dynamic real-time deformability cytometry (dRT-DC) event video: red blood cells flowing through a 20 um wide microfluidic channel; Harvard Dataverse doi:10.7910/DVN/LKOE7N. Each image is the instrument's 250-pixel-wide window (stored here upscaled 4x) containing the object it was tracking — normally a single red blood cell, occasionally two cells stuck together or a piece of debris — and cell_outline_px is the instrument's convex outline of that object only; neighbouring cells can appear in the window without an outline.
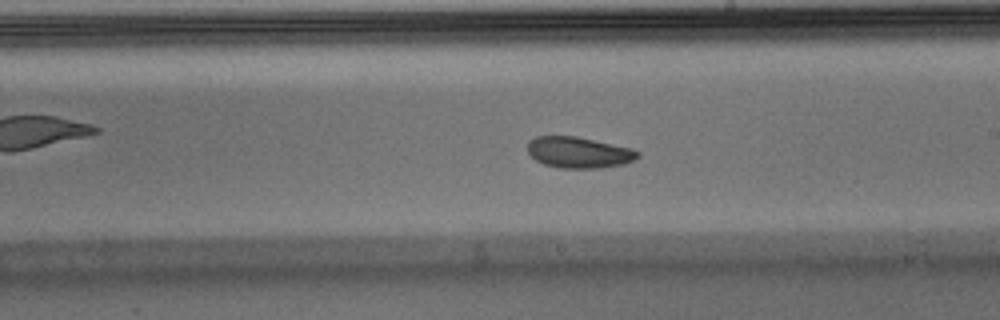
{"species": "Egyptian fruit bat (a non-hibernating species)", "species_latin": "Rousettus aegyptiacus", "temperature_condition": "warm", "stored_images_in_passage": 39, "camera_frame_rate_fps": 3000, "um_per_image_px": 0.085, "animal": {"sex": "male"}, "frame": {"image": 1, "passage_image": 17, "time_ms": 5.333, "image_size_px": [1000, 320], "cell_outline_px": [[640, 156], [624, 164], [604, 168], [560, 168], [544, 164], [536, 160], [528, 152], [528, 140], [536, 136], [576, 136], [632, 148], [640, 152]], "centroid_in_image_um": [49.2, 12.96], "position_along_channel_um": 239.8, "area_um2": 20.06}, "authors_computed_cell_mechanics": {"area_um2": 20.6924, "velocity_mm_per_s": 3.9847, "shape_relaxation_time_tau1_ms": 3.4153, "shape_relaxation_time_tau2_ms": null, "deformation_change_tau1": 0.087, "deformation_change_tau2": null}}